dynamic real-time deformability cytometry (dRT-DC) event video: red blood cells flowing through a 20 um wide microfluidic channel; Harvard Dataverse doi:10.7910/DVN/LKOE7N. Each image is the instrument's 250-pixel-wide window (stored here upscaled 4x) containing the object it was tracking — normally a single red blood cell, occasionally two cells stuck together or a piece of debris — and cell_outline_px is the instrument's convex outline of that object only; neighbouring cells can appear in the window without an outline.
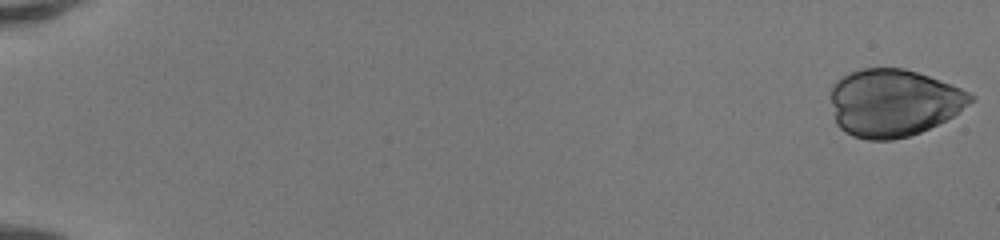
{"species": "human", "species_latin": "Homo sapiens", "temperature_condition": "room temperature", "stored_images_in_passage": 51, "camera_frame_rate_fps": 3000, "um_per_image_px": 0.085, "donor": {"sex": "female"}, "frame": {"image": 1, "passage_image": 1, "time_ms": 0.0, "image_size_px": [1000, 240], "cell_outline_px": [[976, 100], [952, 116], [920, 132], [908, 136], [892, 140], [868, 140], [852, 136], [844, 132], [836, 124], [832, 104], [832, 84], [836, 80], [860, 68], [904, 68], [928, 76], [960, 88], [976, 96]], "centroid_in_image_um": [75.94, 8.74], "position_along_channel_um": 9.1, "area_um2": 54.74}}
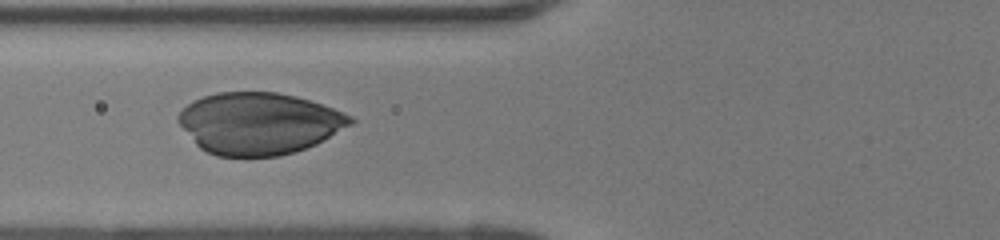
{"frame": {"image": 2, "passage_image": 22, "time_ms": 7.0, "image_size_px": [1000, 240], "cell_outline_px": [[356, 120], [352, 124], [316, 144], [296, 152], [280, 156], [216, 156], [200, 148], [196, 144], [176, 120], [176, 116], [188, 104], [204, 96], [216, 92], [276, 92], [296, 96], [344, 112], [352, 116]], "centroid_in_image_um": [22.02, 10.49], "position_along_channel_um": 103.8, "area_um2": 61.79}}
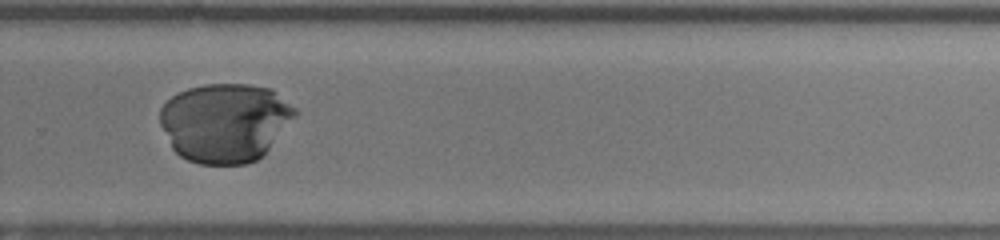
{"frame": {"image": 3, "passage_image": 37, "time_ms": 12.0, "image_size_px": [1000, 240], "cell_outline_px": [[296, 116], [268, 148], [256, 160], [248, 164], [200, 164], [188, 160], [180, 156], [172, 148], [160, 124], [160, 108], [172, 96], [188, 88], [204, 84], [248, 84], [272, 88], [296, 108]], "centroid_in_image_um": [19.12, 10.4], "position_along_channel_um": 310.7, "area_um2": 62.02}}